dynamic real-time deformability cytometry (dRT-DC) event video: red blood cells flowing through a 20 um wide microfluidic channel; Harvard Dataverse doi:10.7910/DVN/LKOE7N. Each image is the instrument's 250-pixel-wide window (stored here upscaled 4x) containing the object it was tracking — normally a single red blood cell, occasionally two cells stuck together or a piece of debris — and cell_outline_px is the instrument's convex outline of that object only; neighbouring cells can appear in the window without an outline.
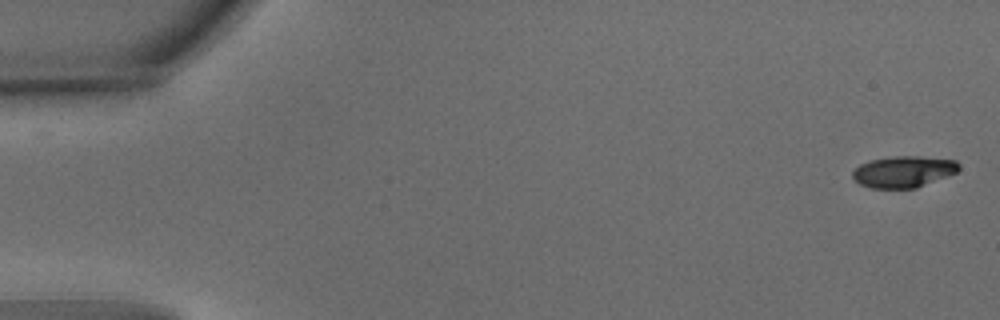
{"species": "common noctule bat (a hibernating species)", "species_latin": "Nyctalus noctula", "temperature_condition": "warm", "stored_images_in_passage": 53, "camera_frame_rate_fps": 3000, "um_per_image_px": 0.085, "animal": {"sex": "male", "body_mass_g": 15.6}, "frame": {"image": 1, "passage_image": 1, "time_ms": 0.0, "image_size_px": [1000, 320], "cell_outline_px": [[960, 168], [956, 172], [948, 176], [916, 188], [872, 188], [860, 184], [852, 176], [852, 172], [860, 164], [872, 160], [892, 156], [920, 156], [956, 160], [960, 164]], "centroid_in_image_um": [76.83, 14.59], "position_along_channel_um": 8.2, "area_um2": 19.42}}
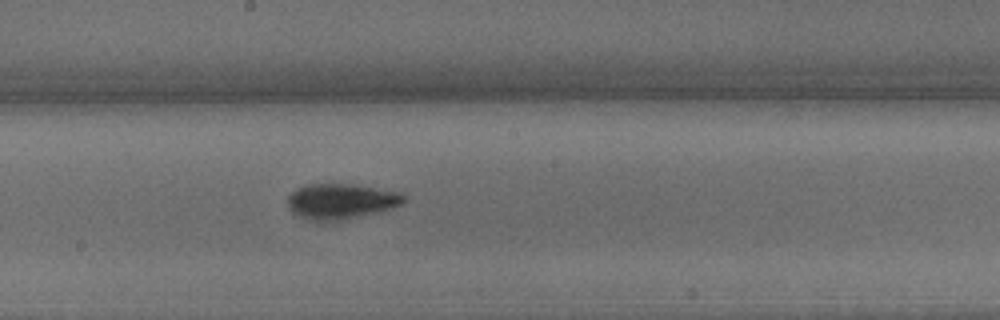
{"frame": {"image": 2, "passage_image": 29, "time_ms": 9.333, "image_size_px": [1000, 320], "cell_outline_px": [[408, 196], [400, 204], [392, 208], [376, 212], [336, 220], [308, 220], [292, 212], [288, 208], [288, 196], [296, 188], [308, 184], [356, 184], [400, 192]], "centroid_in_image_um": [28.98, 17.08], "position_along_channel_um": 219.2, "area_um2": 23.7}}
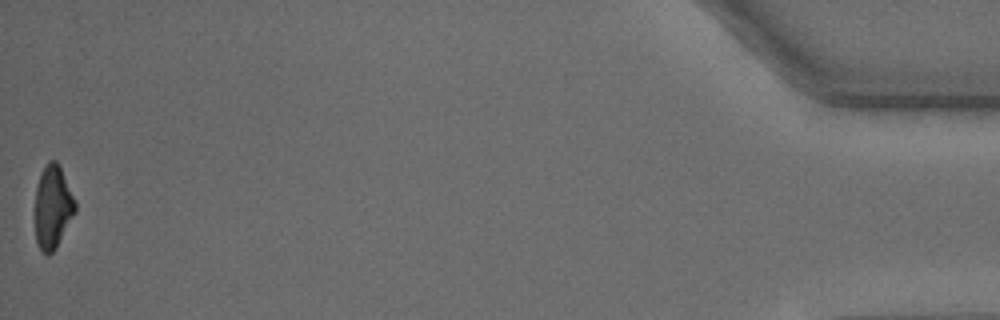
{"frame": {"image": 3, "passage_image": 53, "time_ms": 17.333, "image_size_px": [1000, 320], "cell_outline_px": [[76, 212], [56, 248], [48, 256], [40, 248], [36, 240], [36, 188], [40, 172], [44, 164], [48, 160], [56, 160], [60, 164], [76, 200]], "centroid_in_image_um": [4.51, 17.53], "position_along_channel_um": 430.7, "area_um2": 19.71}, "authors_computed_cell_mechanics": {"area_um2": 21.3282, "velocity_mm_per_s": 3.822, "shape_relaxation_time_tau1_ms": 3.3903, "shape_relaxation_time_tau2_ms": 2.5752, "deformation_change_tau1": 0.1564, "deformation_change_tau2": 0.0836}}